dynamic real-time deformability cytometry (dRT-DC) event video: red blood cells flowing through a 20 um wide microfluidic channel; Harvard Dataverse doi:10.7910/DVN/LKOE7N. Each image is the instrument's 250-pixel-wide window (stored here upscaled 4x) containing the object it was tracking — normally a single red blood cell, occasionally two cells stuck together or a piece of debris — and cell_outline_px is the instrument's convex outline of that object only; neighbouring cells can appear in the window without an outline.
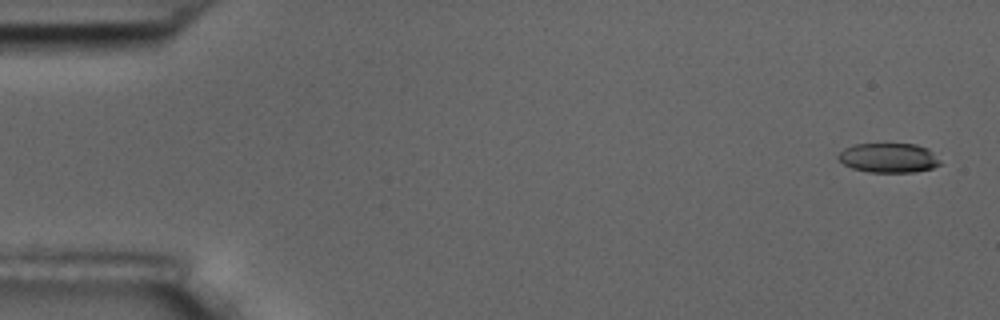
{"species": "common noctule bat (a hibernating species)", "species_latin": "Nyctalus noctula", "temperature_condition": "room temperature", "stored_images_in_passage": 5, "camera_frame_rate_fps": 3000, "um_per_image_px": 0.085, "animal": {"sex": "male", "body_mass_g": 17.5, "forearm_length_mm": 52.3}, "frame": {"image": 1, "passage_image": 1, "time_ms": 0.0, "image_size_px": [1000, 320], "cell_outline_px": [[940, 164], [932, 168], [916, 172], [868, 172], [852, 168], [844, 164], [836, 156], [844, 148], [856, 144], [916, 144], [928, 148], [940, 160]], "centroid_in_image_um": [75.53, 13.42], "position_along_channel_um": 9.5, "area_um2": 17.51}}
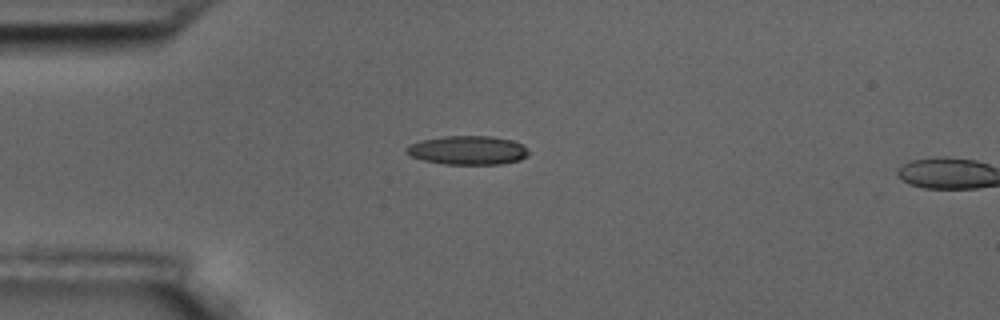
{"frame": {"image": 2, "passage_image": 4, "time_ms": 4.333, "image_size_px": [1000, 320], "cell_outline_px": [[528, 156], [520, 160], [500, 164], [444, 164], [424, 160], [412, 156], [404, 152], [404, 148], [408, 144], [420, 140], [444, 136], [492, 136], [512, 140], [524, 144], [528, 148]], "centroid_in_image_um": [39.76, 12.76], "position_along_channel_um": 45.2, "area_um2": 20.81}}